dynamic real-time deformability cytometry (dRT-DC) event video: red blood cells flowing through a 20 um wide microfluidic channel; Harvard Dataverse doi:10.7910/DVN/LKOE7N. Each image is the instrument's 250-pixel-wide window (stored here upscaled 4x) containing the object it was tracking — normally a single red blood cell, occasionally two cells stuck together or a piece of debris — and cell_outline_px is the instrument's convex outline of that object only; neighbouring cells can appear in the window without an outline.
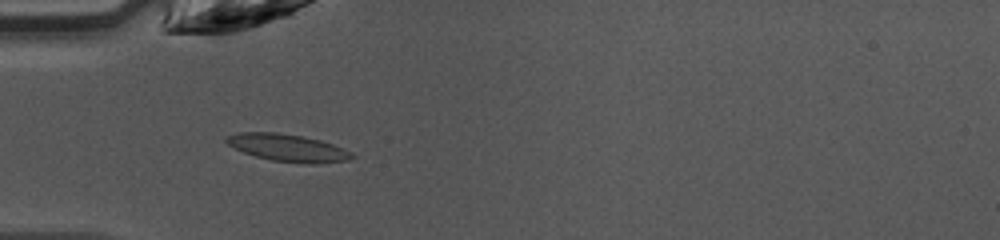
{"species": "common noctule bat (a hibernating species)", "species_latin": "Nyctalus noctula", "temperature_condition": "warm", "stored_images_in_passage": 47, "camera_frame_rate_fps": 3000, "um_per_image_px": 0.085, "animal": {"sex": "female", "body_mass_g": 10.0, "forearm_length_mm": 53.1}, "frame": {"image": 1, "passage_image": 15, "time_ms": 4.667, "image_size_px": [1000, 240], "cell_outline_px": [[356, 156], [348, 160], [316, 164], [304, 164], [272, 160], [256, 156], [244, 152], [228, 144], [224, 140], [224, 136], [240, 132], [276, 132], [304, 136], [320, 140], [332, 144], [352, 152]], "centroid_in_image_um": [24.47, 12.56], "position_along_channel_um": 60.5, "area_um2": 20.06}}
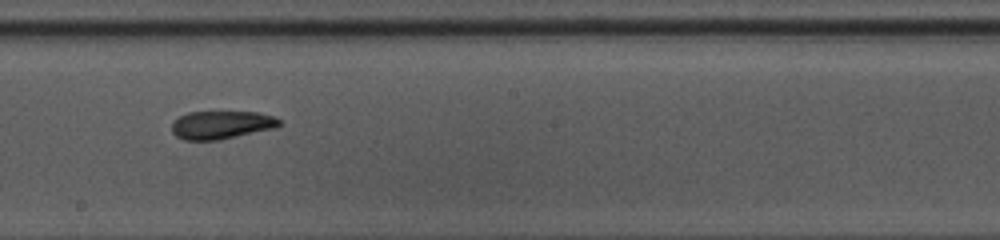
{"frame": {"image": 2, "passage_image": 27, "time_ms": 8.667, "image_size_px": [1000, 240], "cell_outline_px": [[284, 124], [276, 128], [220, 140], [184, 140], [176, 136], [172, 132], [172, 124], [180, 116], [188, 112], [256, 112], [272, 116], [280, 120]], "centroid_in_image_um": [18.85, 10.62], "position_along_channel_um": 229.3, "area_um2": 17.69}}
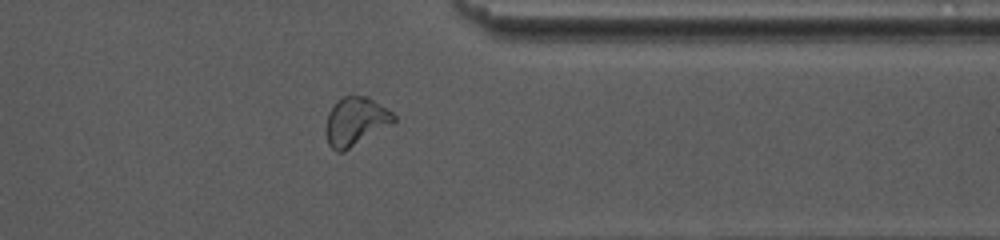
{"frame": {"image": 3, "passage_image": 38, "time_ms": 12.333, "image_size_px": [1000, 240], "cell_outline_px": [[396, 120], [392, 124], [344, 152], [336, 152], [328, 144], [324, 132], [324, 128], [328, 112], [344, 96], [368, 96], [392, 112], [396, 116]], "centroid_in_image_um": [30.21, 10.35], "position_along_channel_um": 381.2, "area_um2": 19.25}, "authors_computed_cell_mechanics": {"area_um2": 18.785, "velocity_mm_per_s": 4.2726, "shape_relaxation_time_tau1_ms": 8.1013, "shape_relaxation_time_tau2_ms": 3.7063, "deformation_change_tau1": 0.1437, "deformation_change_tau2": 0.0989}}